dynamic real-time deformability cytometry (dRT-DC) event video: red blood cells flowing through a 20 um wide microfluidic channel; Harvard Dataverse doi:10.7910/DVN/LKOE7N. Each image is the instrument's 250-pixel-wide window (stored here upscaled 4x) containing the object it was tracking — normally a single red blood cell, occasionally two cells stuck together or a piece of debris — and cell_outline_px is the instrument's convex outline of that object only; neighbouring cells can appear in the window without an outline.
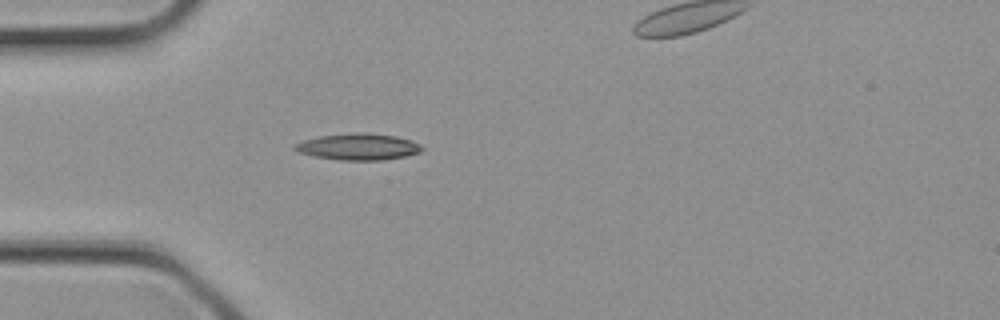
{"species": "common noctule bat (a hibernating species)", "species_latin": "Nyctalus noctula", "temperature_condition": "cold", "stored_images_in_passage": 4, "segment_of_instrument_passage": [1, 2], "camera_frame_rate_fps": 3000, "um_per_image_px": 0.085, "animal": {"sex": "female", "body_mass_g": 21.9}, "frame": {"image": 1, "passage_image": 3, "time_ms": 0.667, "image_size_px": [1000, 320], "cell_outline_px": [[424, 148], [420, 152], [404, 156], [380, 160], [340, 160], [316, 156], [296, 152], [292, 148], [292, 144], [304, 140], [320, 136], [352, 132], [368, 132], [396, 136], [412, 140], [420, 144]], "centroid_in_image_um": [30.43, 12.46], "position_along_channel_um": 54.6, "area_um2": 19.77}}